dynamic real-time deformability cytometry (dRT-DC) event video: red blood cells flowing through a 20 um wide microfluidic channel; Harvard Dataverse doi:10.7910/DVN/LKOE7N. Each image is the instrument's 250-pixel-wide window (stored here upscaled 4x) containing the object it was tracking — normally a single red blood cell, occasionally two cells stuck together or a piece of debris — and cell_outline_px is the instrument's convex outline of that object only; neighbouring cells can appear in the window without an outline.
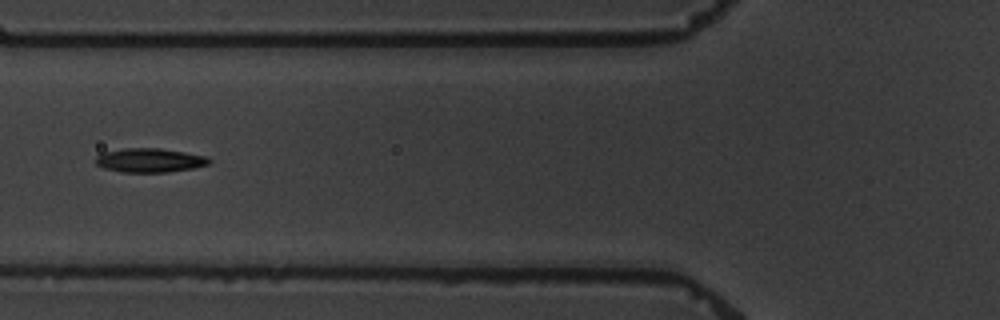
{"species": "common noctule bat (a hibernating species)", "species_latin": "Nyctalus noctula", "temperature_condition": "warm", "stored_images_in_passage": 7, "camera_frame_rate_fps": 3000, "um_per_image_px": 0.085, "animal": {"sex": "male", "body_mass_g": 19.5, "forearm_length_mm": 54.6}, "frame": {"image": 1, "passage_image": 7, "time_ms": 7.0, "image_size_px": [1000, 320], "cell_outline_px": [[212, 160], [208, 164], [192, 168], [164, 172], [120, 172], [104, 168], [96, 164], [96, 156], [104, 152], [124, 148], [160, 148], [208, 156]], "centroid_in_image_um": [12.72, 13.62], "position_along_channel_um": 113.1, "area_um2": 15.84}}